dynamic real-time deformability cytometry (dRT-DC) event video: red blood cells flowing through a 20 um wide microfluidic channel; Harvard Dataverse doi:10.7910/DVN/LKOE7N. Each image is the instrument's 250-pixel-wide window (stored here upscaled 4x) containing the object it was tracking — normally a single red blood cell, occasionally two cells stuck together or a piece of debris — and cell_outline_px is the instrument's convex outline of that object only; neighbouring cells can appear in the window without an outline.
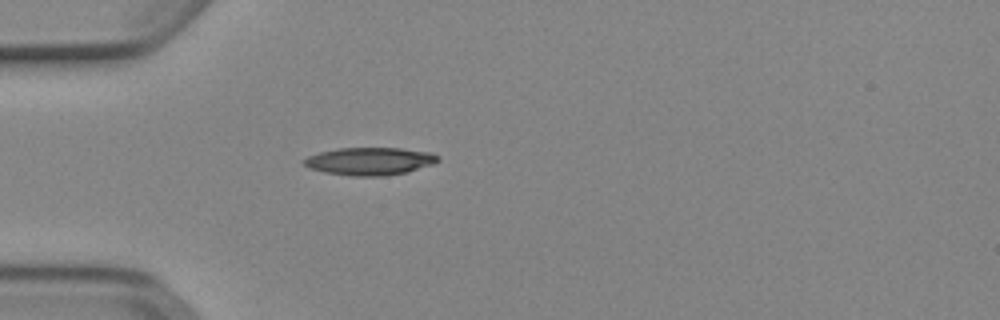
{"species": "Egyptian fruit bat (a non-hibernating species)", "species_latin": "Rousettus aegyptiacus", "temperature_condition": "cold", "stored_images_in_passage": 38, "camera_frame_rate_fps": 3000, "um_per_image_px": 0.085, "animal": {"sex": "female"}, "frame": {"image": 1, "passage_image": 1, "time_ms": 0.0, "image_size_px": [1000, 320], "cell_outline_px": [[440, 160], [432, 164], [408, 172], [384, 176], [352, 176], [324, 172], [308, 168], [300, 160], [308, 156], [320, 152], [340, 148], [400, 148], [432, 152], [440, 156]], "centroid_in_image_um": [31.44, 13.7], "position_along_channel_um": 53.6, "area_um2": 21.79}}
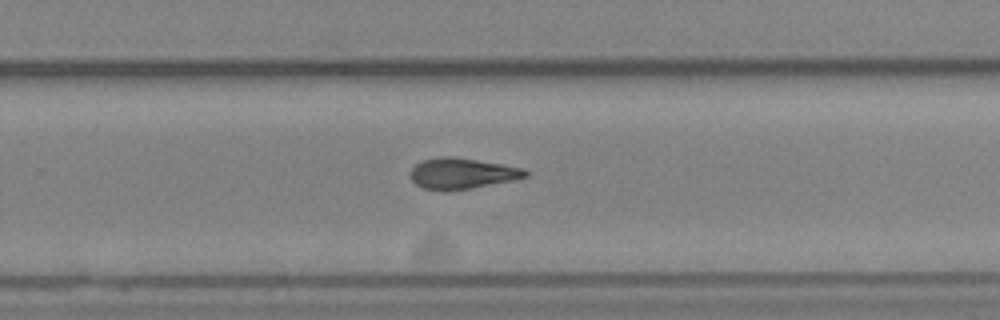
{"frame": {"image": 2, "passage_image": 20, "time_ms": 6.333, "image_size_px": [1000, 320], "cell_outline_px": [[528, 176], [512, 180], [472, 188], [424, 188], [416, 184], [408, 176], [408, 172], [420, 160], [440, 156], [452, 156], [524, 168], [528, 172]], "centroid_in_image_um": [39.24, 14.7], "position_along_channel_um": 290.6, "area_um2": 20.17}}
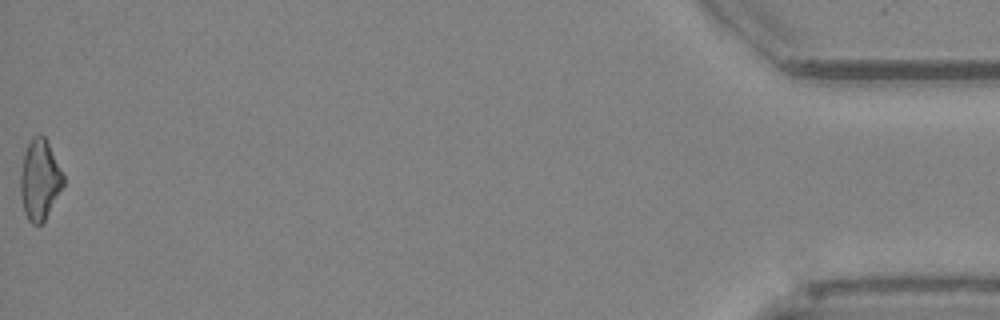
{"frame": {"image": 3, "passage_image": 38, "time_ms": 12.333, "image_size_px": [1000, 320], "cell_outline_px": [[64, 184], [44, 220], [40, 224], [32, 224], [28, 220], [24, 212], [20, 192], [20, 172], [24, 152], [32, 136], [40, 132], [44, 136], [64, 176]], "centroid_in_image_um": [3.35, 15.26], "position_along_channel_um": 431.9, "area_um2": 19.88}, "authors_computed_cell_mechanics": {"area_um2": 20.5479, "velocity_mm_per_s": 3.91, "shape_relaxation_time_tau1_ms": 5.9514, "shape_relaxation_time_tau2_ms": 8.1396, "deformation_change_tau1": 0.1629, "deformation_change_tau2": 0.2167}}